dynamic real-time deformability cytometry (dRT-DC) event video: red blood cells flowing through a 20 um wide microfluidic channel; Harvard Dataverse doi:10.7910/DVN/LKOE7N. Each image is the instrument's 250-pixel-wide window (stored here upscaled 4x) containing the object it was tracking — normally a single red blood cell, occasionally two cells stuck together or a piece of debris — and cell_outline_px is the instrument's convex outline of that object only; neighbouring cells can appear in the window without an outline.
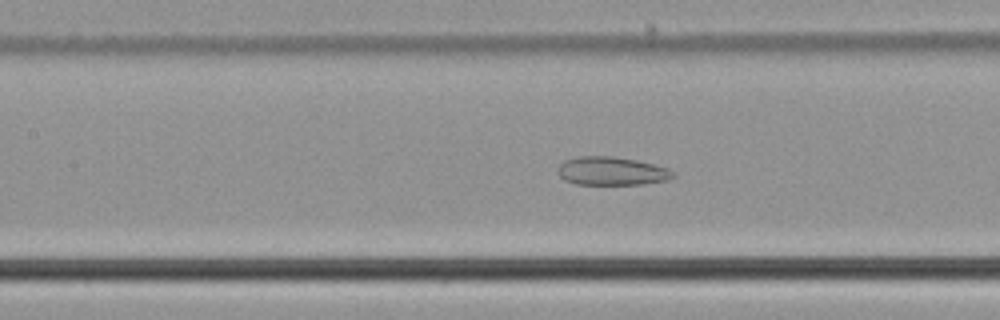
{"species": "common noctule bat (a hibernating species)", "species_latin": "Nyctalus noctula", "temperature_condition": "cold", "stored_images_in_passage": 56, "camera_frame_rate_fps": 3000, "um_per_image_px": 0.085, "animal": {"sex": "male", "body_mass_g": 21.5, "forearm_length_mm": 52.0}, "frame": {"image": 1, "passage_image": 26, "time_ms": 8.333, "image_size_px": [1000, 320], "cell_outline_px": [[676, 176], [668, 180], [644, 184], [576, 184], [564, 180], [560, 176], [556, 168], [564, 160], [580, 156], [612, 156], [636, 160], [668, 168], [676, 172]], "centroid_in_image_um": [52.0, 14.54], "position_along_channel_um": 155.4, "area_um2": 19.19}}
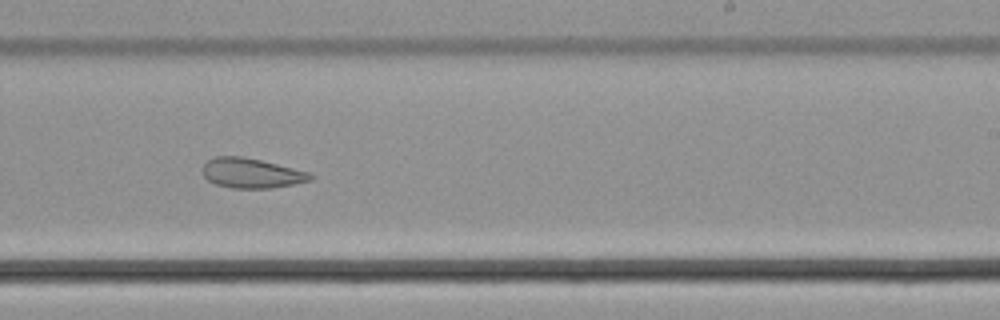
{"frame": {"image": 2, "passage_image": 35, "time_ms": 11.333, "image_size_px": [1000, 320], "cell_outline_px": [[312, 180], [272, 188], [232, 188], [216, 184], [208, 180], [204, 176], [200, 168], [208, 160], [216, 156], [240, 156], [260, 160], [308, 172], [312, 176]], "centroid_in_image_um": [21.31, 14.72], "position_along_channel_um": 267.7, "area_um2": 18.55}}
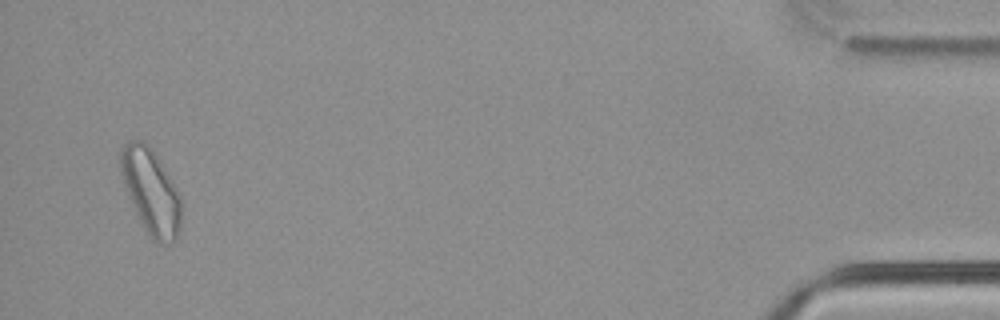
{"frame": {"image": 3, "passage_image": 54, "time_ms": 17.667, "image_size_px": [1000, 320], "cell_outline_px": [[180, 232], [176, 240], [168, 244], [156, 244], [152, 240], [144, 228], [128, 196], [120, 172], [120, 152], [124, 144], [128, 140], [140, 140], [148, 144], [156, 156], [180, 196]], "centroid_in_image_um": [12.81, 16.31], "position_along_channel_um": 422.4, "area_um2": 29.71}, "authors_computed_cell_mechanics": {"area_um2": 25.3742, "velocity_mm_per_s": 3.7549, "shape_relaxation_time_tau1_ms": null, "shape_relaxation_time_tau2_ms": 1.987, "deformation_change_tau1": null, "deformation_change_tau2": 0.0777}}